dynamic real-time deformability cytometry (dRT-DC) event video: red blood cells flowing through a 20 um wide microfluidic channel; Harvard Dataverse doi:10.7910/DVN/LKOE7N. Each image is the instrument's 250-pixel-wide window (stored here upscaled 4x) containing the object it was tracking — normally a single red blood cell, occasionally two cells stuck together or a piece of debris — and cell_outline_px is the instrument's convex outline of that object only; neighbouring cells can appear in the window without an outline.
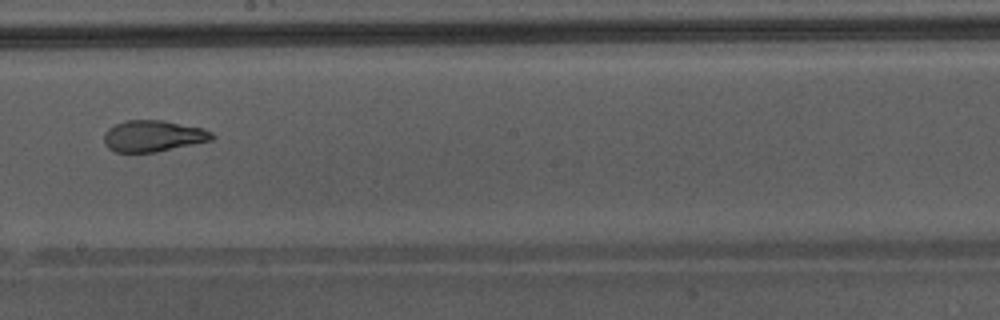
{"species": "Egyptian fruit bat (a non-hibernating species)", "species_latin": "Rousettus aegyptiacus", "temperature_condition": "warm", "stored_images_in_passage": 35, "camera_frame_rate_fps": 3000, "um_per_image_px": 0.085, "animal": {"sex": "male"}, "frame": {"image": 1, "passage_image": 16, "time_ms": 5.0, "image_size_px": [1000, 320], "cell_outline_px": [[216, 136], [212, 140], [156, 152], [116, 152], [108, 148], [104, 144], [104, 132], [108, 128], [124, 120], [160, 120], [204, 128], [212, 132]], "centroid_in_image_um": [13.01, 11.56], "position_along_channel_um": 235.2, "area_um2": 19.77}, "authors_computed_cell_mechanics": {"area_um2": 21.4438, "velocity_mm_per_s": 4.3313, "shape_relaxation_time_tau1_ms": 7.8504, "shape_relaxation_time_tau2_ms": 1.8305, "deformation_change_tau1": 0.2191, "deformation_change_tau2": 0.0891}}